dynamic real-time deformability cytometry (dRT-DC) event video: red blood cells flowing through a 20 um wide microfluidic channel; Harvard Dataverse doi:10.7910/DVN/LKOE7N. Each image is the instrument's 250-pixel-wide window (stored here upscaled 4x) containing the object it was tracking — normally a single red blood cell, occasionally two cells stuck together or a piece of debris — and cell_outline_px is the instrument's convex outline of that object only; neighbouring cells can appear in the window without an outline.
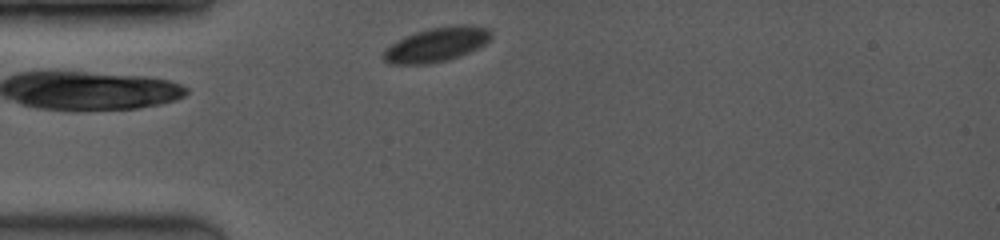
{"species": "common noctule bat (a hibernating species)", "species_latin": "Nyctalus noctula", "temperature_condition": "room temperature", "stored_images_in_passage": 47, "camera_frame_rate_fps": 3500, "um_per_image_px": 0.085, "animal": {"sex": "female", "body_mass_g": 19.0, "forearm_length_mm": 53.3}, "frame": {"image": 1, "passage_image": 1, "time_ms": 0.0, "image_size_px": [1000, 240], "cell_outline_px": [[492, 36], [484, 44], [468, 52], [448, 60], [428, 64], [392, 64], [384, 60], [380, 56], [384, 48], [396, 40], [404, 36], [428, 28], [452, 24], [464, 24], [488, 28], [492, 32]], "centroid_in_image_um": [37.05, 3.77], "position_along_channel_um": 47.9, "area_um2": 21.79}}
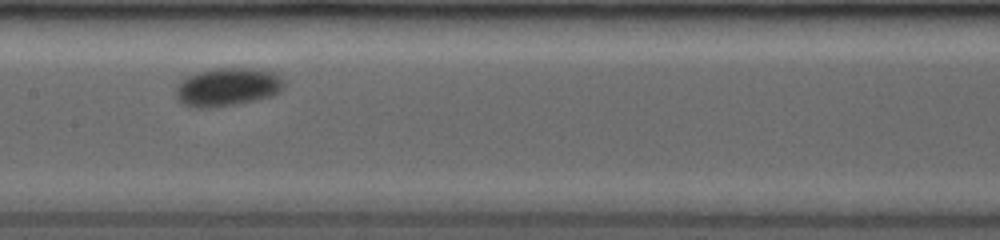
{"frame": {"image": 2, "passage_image": 20, "time_ms": 4.0, "image_size_px": [1000, 240], "cell_outline_px": [[284, 84], [280, 92], [268, 96], [236, 104], [208, 108], [188, 108], [176, 100], [176, 88], [180, 80], [196, 72], [212, 68], [260, 68], [272, 72], [280, 76], [284, 80]], "centroid_in_image_um": [19.28, 7.39], "position_along_channel_um": 188.1, "area_um2": 24.39}}
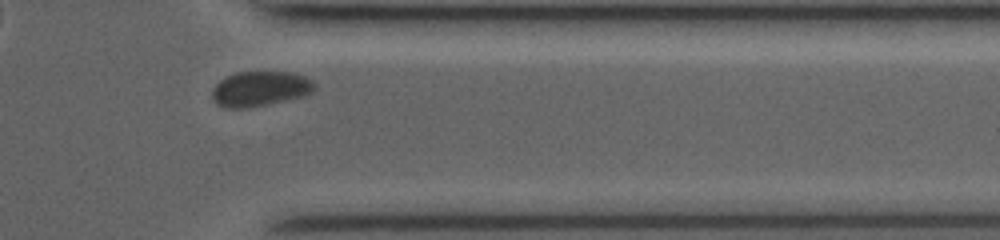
{"frame": {"image": 3, "passage_image": 43, "time_ms": 9.143, "image_size_px": [1000, 240], "cell_outline_px": [[316, 88], [312, 92], [304, 96], [268, 104], [248, 108], [224, 108], [216, 104], [212, 100], [212, 88], [220, 80], [236, 72], [292, 72], [304, 76], [312, 80], [316, 84]], "centroid_in_image_um": [22.1, 7.55], "position_along_channel_um": 389.3, "area_um2": 21.1}, "authors_computed_cell_mechanics": {"area_um2": 22.4264, "velocity_mm_per_s": 3.8686, "shape_relaxation_time_tau1_ms": 3.7244, "shape_relaxation_time_tau2_ms": null, "deformation_change_tau1": 0.065, "deformation_change_tau2": null}}